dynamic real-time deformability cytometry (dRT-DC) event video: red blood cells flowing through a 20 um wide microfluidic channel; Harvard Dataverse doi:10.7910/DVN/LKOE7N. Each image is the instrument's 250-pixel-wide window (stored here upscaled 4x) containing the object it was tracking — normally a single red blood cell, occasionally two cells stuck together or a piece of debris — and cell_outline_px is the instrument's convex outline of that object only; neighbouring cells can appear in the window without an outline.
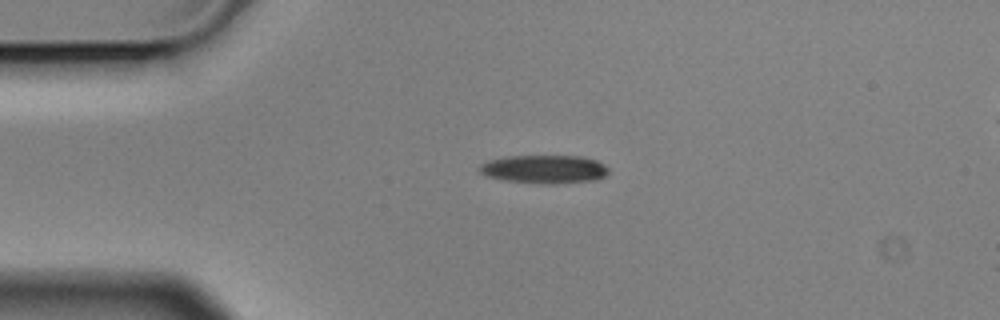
{"species": "Egyptian fruit bat (a non-hibernating species)", "species_latin": "Rousettus aegyptiacus", "temperature_condition": "cold", "stored_images_in_passage": 3, "camera_frame_rate_fps": 3000, "um_per_image_px": 0.085, "animal": {"sex": "male"}, "frame": {"image": 1, "passage_image": 2, "time_ms": 0.333, "image_size_px": [1000, 320], "cell_outline_px": [[608, 172], [604, 176], [596, 180], [556, 184], [544, 184], [504, 180], [484, 176], [476, 168], [480, 164], [488, 160], [508, 156], [580, 156], [596, 160], [604, 164], [608, 168]], "centroid_in_image_um": [46.23, 14.38], "position_along_channel_um": 38.8, "area_um2": 21.56}}